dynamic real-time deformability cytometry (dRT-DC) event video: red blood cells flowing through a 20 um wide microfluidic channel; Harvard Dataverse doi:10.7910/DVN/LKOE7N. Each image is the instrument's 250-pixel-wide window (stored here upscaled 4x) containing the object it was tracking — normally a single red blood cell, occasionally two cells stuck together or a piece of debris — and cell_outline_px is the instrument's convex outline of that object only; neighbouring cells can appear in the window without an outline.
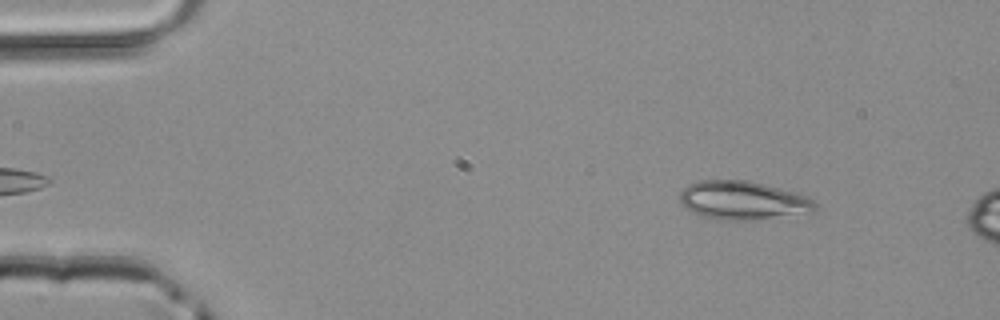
{"species": "common noctule bat (a hibernating species)", "species_latin": "Nyctalus noctula", "temperature_condition": "room temperature", "stored_images_in_passage": 11, "camera_frame_rate_fps": 3000, "um_per_image_px": 0.085, "animal": {"sex": "male", "body_mass_g": 20.4}, "frame": {"image": 1, "passage_image": 4, "time_ms": 1.0, "image_size_px": [1000, 320], "cell_outline_px": [[816, 208], [812, 212], [744, 220], [720, 220], [704, 216], [692, 212], [684, 208], [680, 204], [680, 192], [688, 184], [700, 180], [748, 180], [796, 192], [812, 200], [816, 204]], "centroid_in_image_um": [63.08, 17.02], "position_along_channel_um": 21.9, "area_um2": 30.11}}